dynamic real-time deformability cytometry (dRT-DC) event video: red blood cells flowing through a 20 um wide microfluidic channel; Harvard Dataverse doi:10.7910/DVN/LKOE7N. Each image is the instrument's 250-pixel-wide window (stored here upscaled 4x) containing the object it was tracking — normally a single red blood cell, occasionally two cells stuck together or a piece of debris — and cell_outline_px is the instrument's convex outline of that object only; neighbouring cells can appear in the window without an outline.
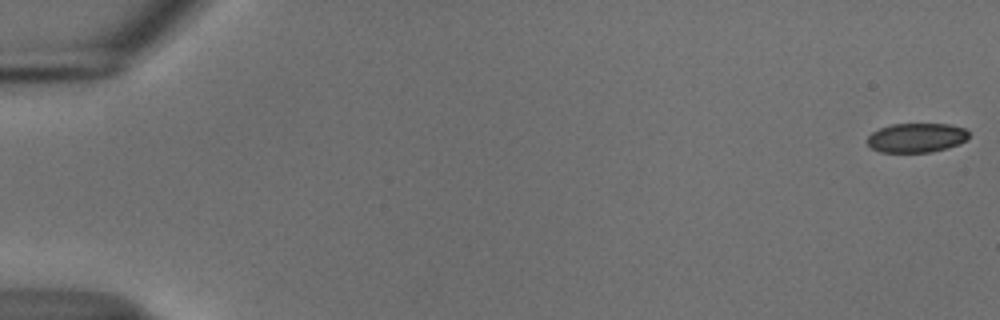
{"species": "common noctule bat (a hibernating species)", "species_latin": "Nyctalus noctula", "temperature_condition": "cold", "stored_images_in_passage": 55, "camera_frame_rate_fps": 3000, "um_per_image_px": 0.085, "animal": {"sex": "male", "body_mass_g": 18.8}, "frame": {"image": 1, "passage_image": 1, "time_ms": 0.0, "image_size_px": [1000, 320], "cell_outline_px": [[968, 140], [960, 144], [948, 148], [932, 152], [880, 152], [872, 148], [868, 144], [868, 136], [872, 132], [880, 128], [892, 124], [948, 124], [964, 128], [968, 132]], "centroid_in_image_um": [77.93, 11.71], "position_along_channel_um": 7.1, "area_um2": 17.4}}
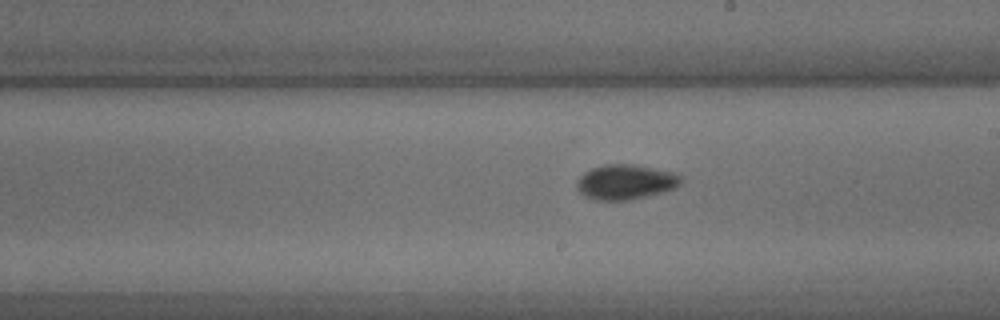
{"frame": {"image": 2, "passage_image": 32, "time_ms": 10.333, "image_size_px": [1000, 320], "cell_outline_px": [[684, 180], [676, 188], [648, 196], [632, 200], [596, 200], [584, 196], [576, 188], [576, 184], [580, 176], [584, 172], [592, 168], [604, 164], [632, 164], [672, 172], [680, 176]], "centroid_in_image_um": [53.16, 15.48], "position_along_channel_um": 235.8, "area_um2": 21.27}}
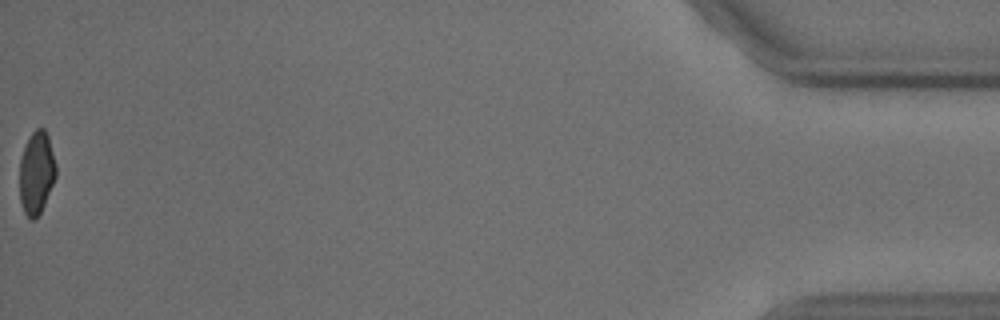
{"frame": {"image": 3, "passage_image": 55, "time_ms": 18.0, "image_size_px": [1000, 320], "cell_outline_px": [[56, 176], [44, 204], [36, 220], [32, 220], [24, 212], [20, 200], [20, 160], [24, 144], [32, 132], [36, 128], [44, 128], [48, 136], [56, 164]], "centroid_in_image_um": [3.09, 14.67], "position_along_channel_um": 432.1, "area_um2": 17.51}, "authors_computed_cell_mechanics": {"area_um2": 19.1318, "velocity_mm_per_s": 3.7485, "shape_relaxation_time_tau1_ms": 3.9689, "shape_relaxation_time_tau2_ms": 4.0903, "deformation_change_tau1": 0.0865, "deformation_change_tau2": 0.0472}}